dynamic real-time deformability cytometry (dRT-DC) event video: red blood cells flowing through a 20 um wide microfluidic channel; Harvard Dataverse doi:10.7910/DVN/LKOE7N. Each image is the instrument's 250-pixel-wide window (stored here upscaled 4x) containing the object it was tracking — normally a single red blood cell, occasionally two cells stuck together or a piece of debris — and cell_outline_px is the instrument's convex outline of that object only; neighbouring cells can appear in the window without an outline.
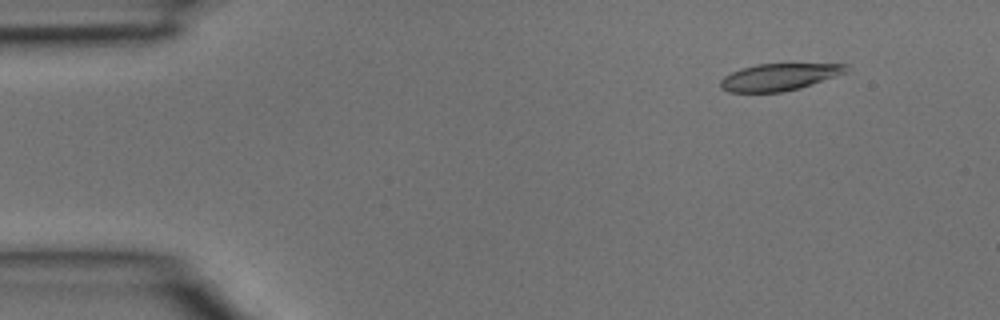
{"species": "common noctule bat (a hibernating species)", "species_latin": "Nyctalus noctula", "temperature_condition": "room temperature", "stored_images_in_passage": 10, "camera_frame_rate_fps": 3000, "um_per_image_px": 0.085, "animal": {"sex": "male", "body_mass_g": 15.6}, "frame": {"image": 1, "passage_image": 4, "time_ms": 1.0, "image_size_px": [1000, 320], "cell_outline_px": [[848, 72], [800, 88], [784, 92], [728, 92], [720, 88], [720, 80], [724, 76], [740, 68], [756, 64], [848, 64]], "centroid_in_image_um": [66.21, 6.55], "position_along_channel_um": 18.8, "area_um2": 19.83}}